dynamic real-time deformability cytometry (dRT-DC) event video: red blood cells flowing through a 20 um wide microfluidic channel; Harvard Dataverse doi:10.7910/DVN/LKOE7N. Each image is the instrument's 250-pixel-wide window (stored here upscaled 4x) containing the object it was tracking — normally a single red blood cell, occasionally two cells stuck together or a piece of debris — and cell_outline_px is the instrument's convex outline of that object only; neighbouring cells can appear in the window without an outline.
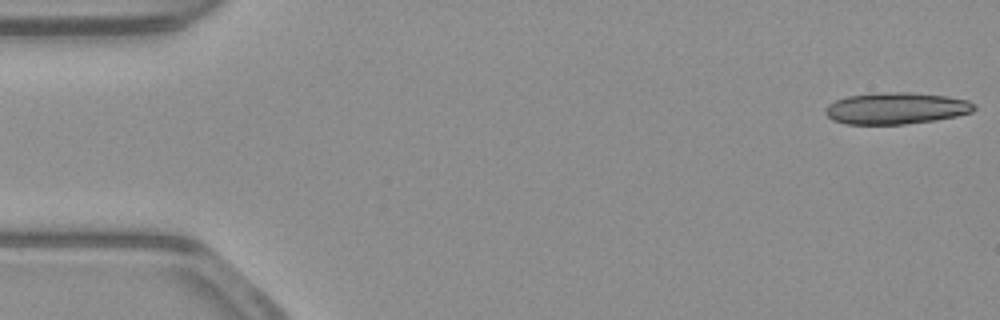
{"species": "common noctule bat (a hibernating species)", "species_latin": "Nyctalus noctula", "temperature_condition": "warm", "stored_images_in_passage": 17, "camera_frame_rate_fps": 3000, "um_per_image_px": 0.085, "animal": {"sex": "male", "body_mass_g": 23.1, "forearm_length_mm": 52.7}, "frame": {"image": 1, "passage_image": 1, "time_ms": 0.0, "image_size_px": [1000, 320], "cell_outline_px": [[976, 108], [972, 112], [956, 116], [936, 120], [904, 124], [844, 124], [832, 120], [824, 112], [824, 108], [828, 104], [836, 100], [848, 96], [896, 92], [912, 92], [948, 96], [968, 100], [976, 104]], "centroid_in_image_um": [76.19, 9.21], "position_along_channel_um": 8.8, "area_um2": 27.46}}